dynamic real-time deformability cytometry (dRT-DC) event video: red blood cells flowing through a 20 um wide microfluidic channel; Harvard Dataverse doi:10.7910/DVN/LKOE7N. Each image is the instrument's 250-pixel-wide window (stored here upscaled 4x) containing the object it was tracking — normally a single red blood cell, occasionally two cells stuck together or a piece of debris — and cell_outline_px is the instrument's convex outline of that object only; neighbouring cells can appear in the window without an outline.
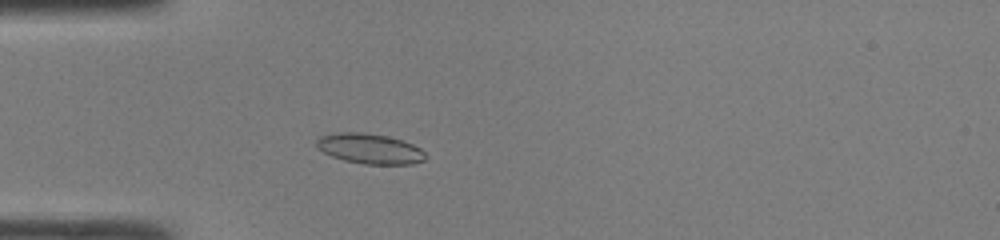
{"species": "common noctule bat (a hibernating species)", "species_latin": "Nyctalus noctula", "temperature_condition": "room temperature", "stored_images_in_passage": 42, "camera_frame_rate_fps": 3000, "um_per_image_px": 0.085, "animal": {"sex": "male", "body_mass_g": 19.0, "forearm_length_mm": 50.8}, "frame": {"image": 1, "passage_image": 9, "time_ms": 2.667, "image_size_px": [1000, 240], "cell_outline_px": [[428, 156], [424, 160], [412, 164], [364, 164], [344, 160], [332, 156], [316, 148], [316, 140], [320, 136], [340, 132], [360, 132], [388, 136], [412, 144], [420, 148]], "centroid_in_image_um": [31.43, 12.64], "position_along_channel_um": 53.6, "area_um2": 19.13}}
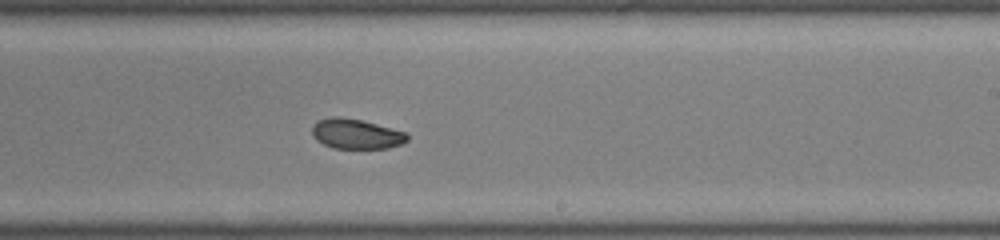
{"frame": {"image": 2, "passage_image": 24, "time_ms": 7.667, "image_size_px": [1000, 240], "cell_outline_px": [[408, 140], [400, 144], [388, 148], [332, 148], [316, 140], [312, 132], [312, 128], [320, 120], [332, 116], [336, 116], [360, 120], [376, 124], [404, 132], [408, 136]], "centroid_in_image_um": [30.26, 11.39], "position_along_channel_um": 258.7, "area_um2": 16.24}}
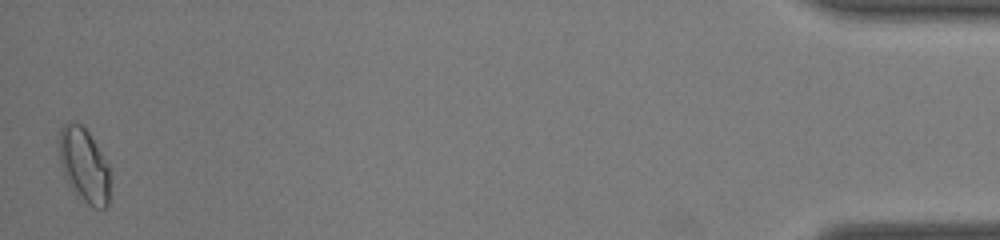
{"frame": {"image": 3, "passage_image": 42, "time_ms": 13.667, "image_size_px": [1000, 240], "cell_outline_px": [[108, 204], [104, 208], [96, 208], [88, 204], [76, 196], [64, 172], [60, 160], [56, 140], [60, 128], [64, 124], [72, 120], [80, 124], [88, 132], [108, 164]], "centroid_in_image_um": [7.09, 13.99], "position_along_channel_um": 428.1, "area_um2": 21.91}, "authors_computed_cell_mechanics": {"area_um2": 17.8602, "velocity_mm_per_s": 4.2839, "shape_relaxation_time_tau1_ms": 7.826, "shape_relaxation_time_tau2_ms": 2.8576, "deformation_change_tau1": 0.181, "deformation_change_tau2": 0.0611}}